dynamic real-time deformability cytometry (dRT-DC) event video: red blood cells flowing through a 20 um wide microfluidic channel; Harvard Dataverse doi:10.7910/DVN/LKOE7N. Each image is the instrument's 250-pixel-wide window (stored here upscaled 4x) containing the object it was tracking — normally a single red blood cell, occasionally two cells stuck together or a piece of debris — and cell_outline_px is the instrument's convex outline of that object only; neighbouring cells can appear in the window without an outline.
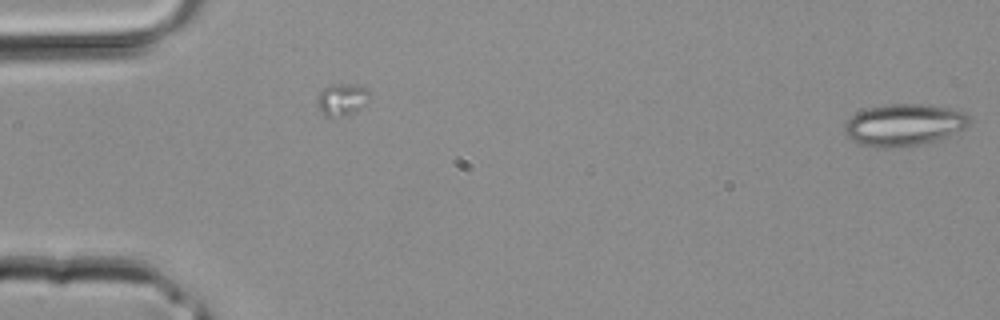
{"species": "common noctule bat (a hibernating species)", "species_latin": "Nyctalus noctula", "temperature_condition": "room temperature", "stored_images_in_passage": 4, "camera_frame_rate_fps": 3000, "um_per_image_px": 0.085, "animal": {"sex": "male", "body_mass_g": 20.4}, "frame": {"image": 1, "passage_image": 4, "time_ms": 1.0, "image_size_px": [1000, 320], "cell_outline_px": [[972, 120], [964, 128], [936, 140], [924, 144], [896, 148], [876, 148], [860, 144], [852, 140], [844, 132], [844, 124], [856, 112], [868, 108], [892, 104], [920, 104], [960, 108]], "centroid_in_image_um": [76.85, 10.61], "position_along_channel_um": 8.2, "area_um2": 30.75}}